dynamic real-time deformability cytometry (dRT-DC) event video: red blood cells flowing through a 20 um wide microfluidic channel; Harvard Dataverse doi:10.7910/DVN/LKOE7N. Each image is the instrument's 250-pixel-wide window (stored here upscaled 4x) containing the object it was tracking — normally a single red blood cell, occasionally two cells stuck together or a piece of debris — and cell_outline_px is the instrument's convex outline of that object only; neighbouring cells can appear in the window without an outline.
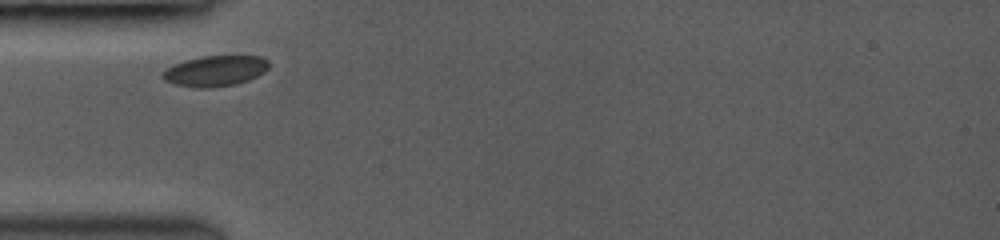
{"species": "common noctule bat (a hibernating species)", "species_latin": "Nyctalus noctula", "temperature_condition": "room temperature", "stored_images_in_passage": 10, "camera_frame_rate_fps": 3000, "um_per_image_px": 0.085, "animal": {"sex": "female", "body_mass_g": 19.0, "forearm_length_mm": 53.3}, "frame": {"image": 1, "passage_image": 1, "time_ms": 0.0, "image_size_px": [1000, 240], "cell_outline_px": [[268, 68], [264, 72], [248, 80], [236, 84], [212, 88], [196, 88], [176, 84], [164, 80], [160, 76], [160, 72], [172, 64], [184, 60], [204, 56], [260, 56], [268, 60]], "centroid_in_image_um": [18.24, 6.03], "position_along_channel_um": 66.8, "area_um2": 19.13}}
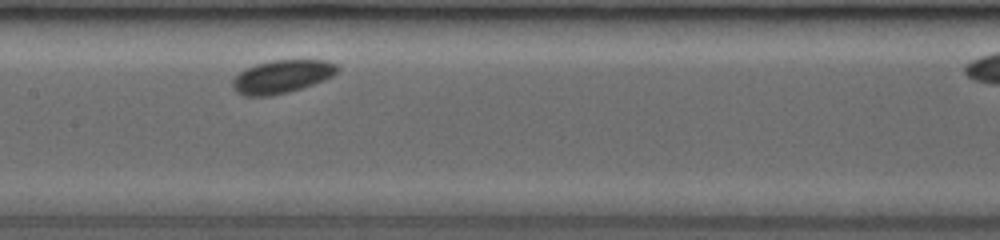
{"frame": {"image": 2, "passage_image": 4, "time_ms": 3.0, "image_size_px": [1000, 240], "cell_outline_px": [[340, 68], [332, 76], [324, 80], [288, 92], [272, 96], [244, 96], [236, 92], [232, 88], [232, 80], [244, 68], [256, 64], [272, 60], [328, 60], [336, 64]], "centroid_in_image_um": [23.93, 6.51], "position_along_channel_um": 183.5, "area_um2": 20.29}}
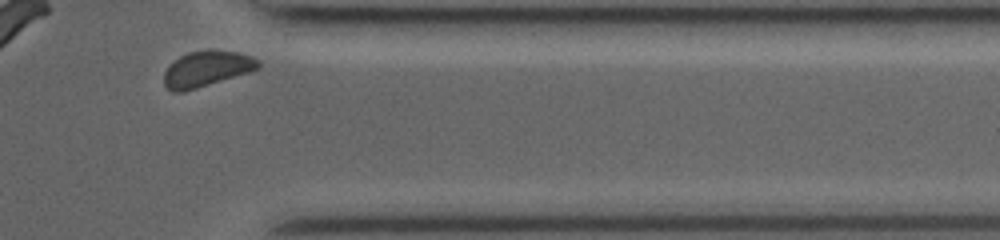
{"frame": {"image": 3, "passage_image": 10, "time_ms": 8.333, "image_size_px": [1000, 240], "cell_outline_px": [[260, 68], [248, 72], [184, 92], [172, 92], [164, 84], [164, 72], [168, 64], [180, 56], [188, 52], [236, 52], [252, 56], [260, 60]], "centroid_in_image_um": [17.53, 5.88], "position_along_channel_um": 393.9, "area_um2": 19.13}, "authors_computed_cell_mechanics": {"area_um2": 19.2185, "velocity_mm_per_s": 3.9336, "shape_relaxation_time_tau1_ms": null, "shape_relaxation_time_tau2_ms": 3.7656, "deformation_change_tau1": null, "deformation_change_tau2": 0.0577}}